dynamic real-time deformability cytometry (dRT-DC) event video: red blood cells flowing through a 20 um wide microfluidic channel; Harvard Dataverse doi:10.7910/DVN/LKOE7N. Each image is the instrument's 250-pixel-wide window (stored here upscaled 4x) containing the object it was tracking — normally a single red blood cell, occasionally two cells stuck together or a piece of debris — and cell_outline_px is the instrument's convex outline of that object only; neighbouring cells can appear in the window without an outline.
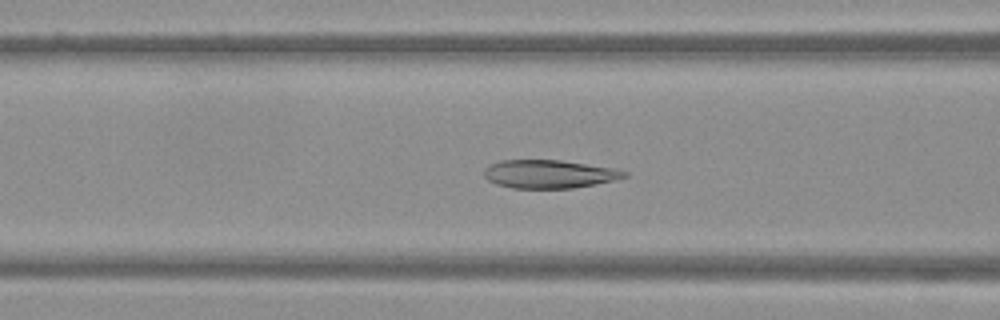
{"species": "Egyptian fruit bat (a non-hibernating species)", "species_latin": "Rousettus aegyptiacus", "temperature_condition": "warm", "stored_images_in_passage": 45, "camera_frame_rate_fps": 3000, "um_per_image_px": 0.085, "frame": {"image": 1, "passage_image": 15, "time_ms": 4.667, "image_size_px": [1000, 320], "cell_outline_px": [[628, 176], [596, 184], [572, 188], [512, 188], [496, 184], [488, 180], [484, 176], [484, 168], [500, 160], [560, 160], [616, 168], [628, 172]], "centroid_in_image_um": [46.68, 14.79], "position_along_channel_um": 119.9, "area_um2": 23.12}}
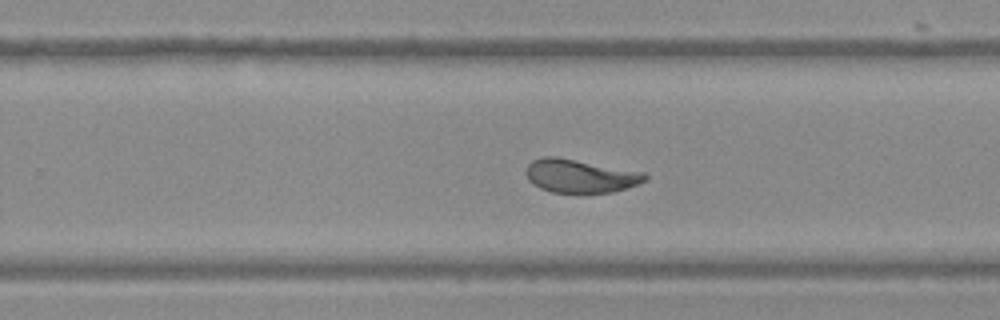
{"frame": {"image": 2, "passage_image": 27, "time_ms": 8.667, "image_size_px": [1000, 320], "cell_outline_px": [[648, 180], [612, 192], [584, 196], [576, 196], [552, 192], [540, 188], [532, 184], [528, 180], [524, 172], [528, 164], [532, 160], [544, 156], [556, 156], [644, 172], [648, 176]], "centroid_in_image_um": [49.28, 15.0], "position_along_channel_um": 280.5, "area_um2": 24.1}}
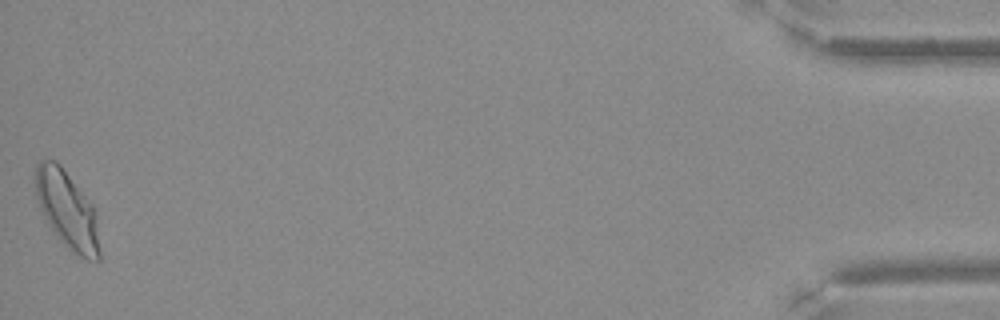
{"frame": {"image": 3, "passage_image": 45, "time_ms": 14.667, "image_size_px": [1000, 320], "cell_outline_px": [[100, 260], [88, 260], [80, 256], [68, 248], [56, 236], [48, 224], [40, 208], [36, 196], [36, 164], [40, 160], [56, 160], [60, 164], [92, 204], [100, 252]], "centroid_in_image_um": [5.68, 17.83], "position_along_channel_um": 429.5, "area_um2": 28.32}}